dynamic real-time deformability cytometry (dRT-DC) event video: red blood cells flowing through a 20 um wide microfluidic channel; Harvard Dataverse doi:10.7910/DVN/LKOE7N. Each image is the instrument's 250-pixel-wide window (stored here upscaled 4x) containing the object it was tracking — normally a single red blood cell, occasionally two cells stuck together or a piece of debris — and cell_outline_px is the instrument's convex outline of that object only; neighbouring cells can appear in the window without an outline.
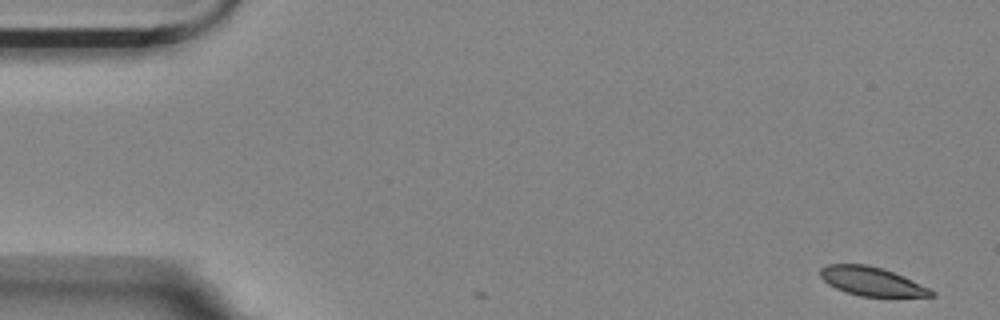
{"species": "Egyptian fruit bat (a non-hibernating species)", "species_latin": "Rousettus aegyptiacus", "temperature_condition": "room temperature", "stored_images_in_passage": 4, "camera_frame_rate_fps": 3000, "um_per_image_px": 0.085, "animal": {"sex": "female"}, "frame": {"image": 1, "passage_image": 1, "time_ms": 0.0, "image_size_px": [1000, 320], "cell_outline_px": [[936, 296], [860, 296], [844, 292], [828, 284], [820, 276], [820, 268], [828, 264], [864, 264], [884, 268], [928, 288], [936, 292]], "centroid_in_image_um": [74.05, 23.91], "position_along_channel_um": 11.0, "area_um2": 18.38}}